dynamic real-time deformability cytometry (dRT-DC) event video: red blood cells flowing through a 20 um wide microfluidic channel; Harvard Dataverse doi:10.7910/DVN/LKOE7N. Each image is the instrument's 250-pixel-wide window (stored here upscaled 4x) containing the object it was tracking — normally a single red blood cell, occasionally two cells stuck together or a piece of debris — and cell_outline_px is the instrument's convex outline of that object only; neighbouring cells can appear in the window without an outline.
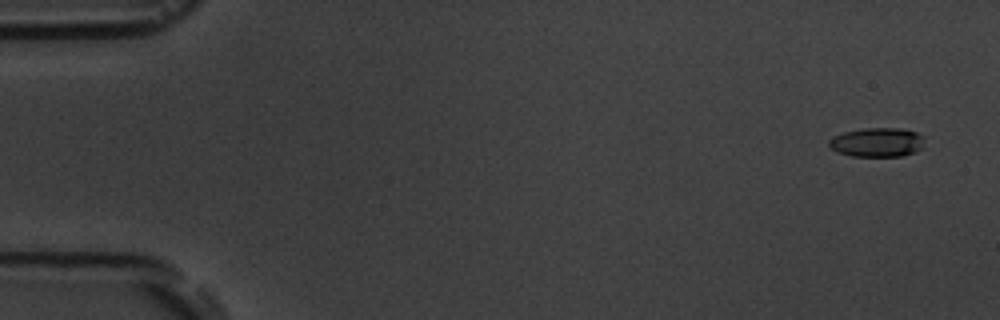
{"species": "common noctule bat (a hibernating species)", "species_latin": "Nyctalus noctula", "temperature_condition": "room temperature", "stored_images_in_passage": 11, "camera_frame_rate_fps": 3000, "um_per_image_px": 0.085, "animal": {"sex": "male", "body_mass_g": 19.5, "forearm_length_mm": 54.6}, "frame": {"image": 1, "passage_image": 1, "time_ms": 0.0, "image_size_px": [1000, 320], "cell_outline_px": [[924, 148], [916, 152], [904, 156], [852, 156], [840, 152], [832, 148], [828, 144], [828, 140], [832, 136], [844, 132], [864, 128], [900, 128], [916, 132], [924, 136]], "centroid_in_image_um": [74.61, 12.09], "position_along_channel_um": 10.4, "area_um2": 16.42}}
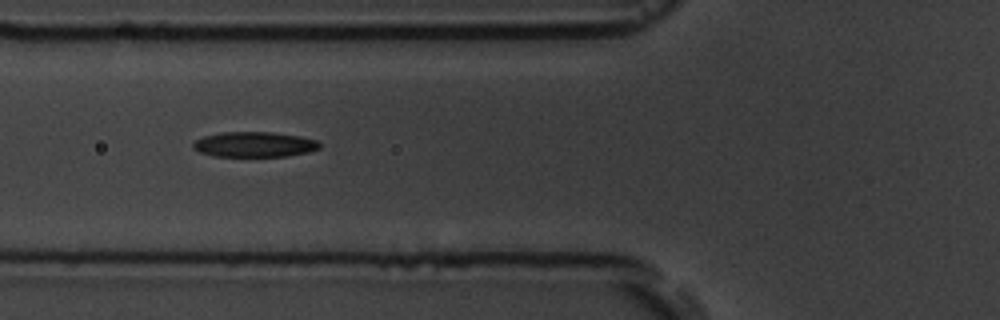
{"frame": {"image": 2, "passage_image": 6, "time_ms": 6.333, "image_size_px": [1000, 320], "cell_outline_px": [[320, 148], [308, 152], [288, 156], [212, 156], [200, 152], [192, 148], [192, 144], [196, 140], [204, 136], [224, 132], [268, 132], [300, 136], [316, 140], [320, 144]], "centroid_in_image_um": [21.61, 12.28], "position_along_channel_um": 104.2, "area_um2": 18.5}}
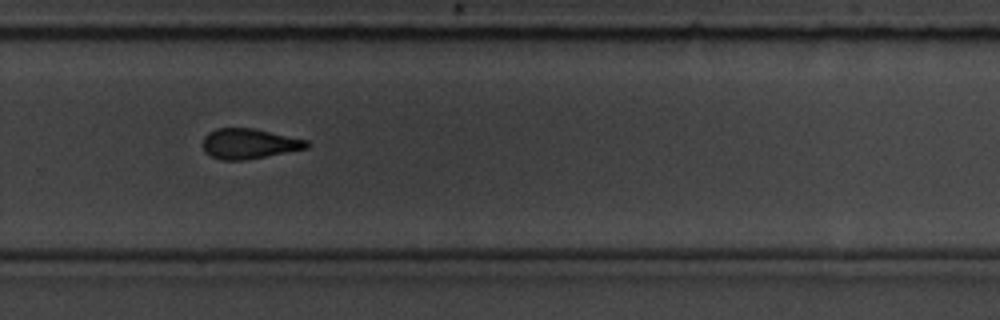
{"frame": {"image": 3, "passage_image": 11, "time_ms": 12.0, "image_size_px": [1000, 320], "cell_outline_px": [[312, 144], [308, 148], [244, 160], [220, 160], [204, 152], [204, 136], [208, 132], [216, 128], [252, 128], [308, 140]], "centroid_in_image_um": [21.18, 12.21], "position_along_channel_um": 308.6, "area_um2": 18.21}}